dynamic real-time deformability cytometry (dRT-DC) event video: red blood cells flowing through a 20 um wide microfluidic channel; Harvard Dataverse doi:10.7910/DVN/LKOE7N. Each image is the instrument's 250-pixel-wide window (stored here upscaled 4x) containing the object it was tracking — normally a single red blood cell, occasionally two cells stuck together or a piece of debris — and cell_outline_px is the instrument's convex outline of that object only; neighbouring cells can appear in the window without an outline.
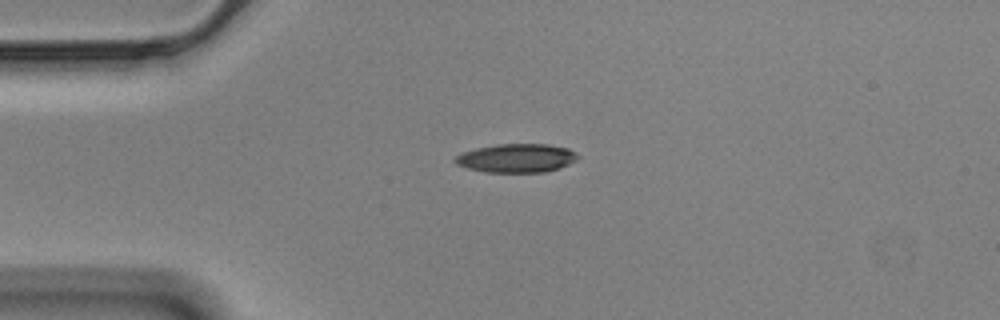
{"species": "Egyptian fruit bat (a non-hibernating species)", "species_latin": "Rousettus aegyptiacus", "temperature_condition": "cold", "stored_images_in_passage": 45, "segment_of_instrument_passage": [1, 2], "camera_frame_rate_fps": 3000, "um_per_image_px": 0.085, "animal": {"sex": "male"}, "frame": {"image": 1, "passage_image": 1, "time_ms": 0.0, "image_size_px": [1000, 320], "cell_outline_px": [[580, 156], [576, 160], [560, 168], [544, 172], [484, 172], [468, 168], [456, 164], [452, 160], [456, 156], [464, 152], [476, 148], [496, 144], [548, 144], [568, 148], [576, 152]], "centroid_in_image_um": [43.92, 13.44], "position_along_channel_um": 41.1, "area_um2": 20.58}}
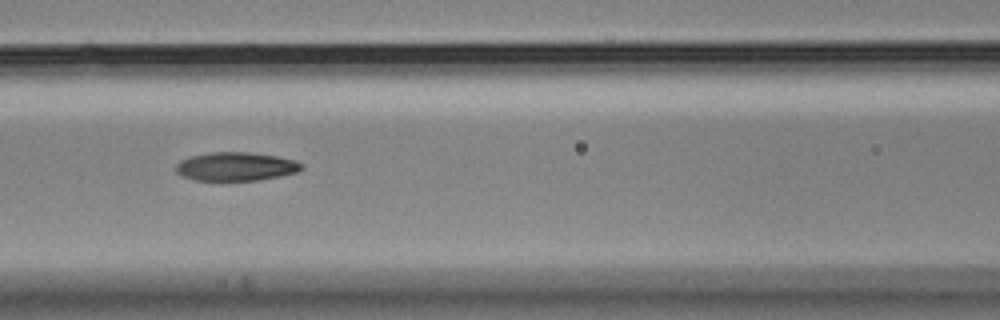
{"frame": {"image": 2, "passage_image": 12, "time_ms": 3.667, "image_size_px": [1000, 320], "cell_outline_px": [[304, 168], [300, 172], [260, 180], [196, 180], [184, 176], [176, 172], [176, 164], [180, 160], [192, 156], [212, 152], [252, 152], [276, 156], [296, 160], [304, 164]], "centroid_in_image_um": [20.12, 14.15], "position_along_channel_um": 146.5, "area_um2": 21.04}}
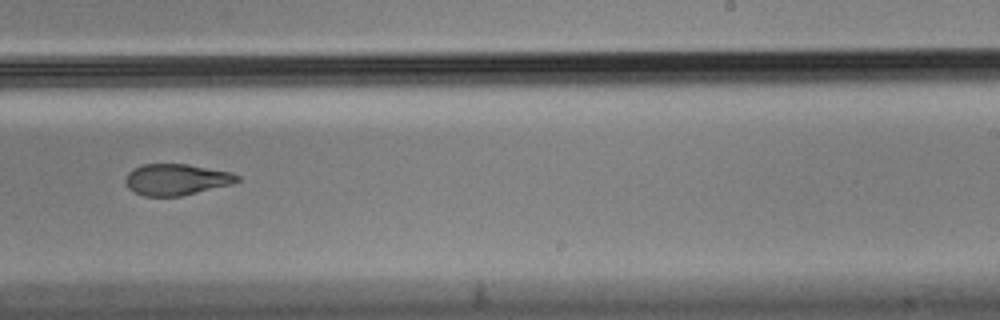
{"frame": {"image": 3, "passage_image": 23, "time_ms": 7.333, "image_size_px": [1000, 320], "cell_outline_px": [[240, 180], [232, 184], [180, 196], [144, 196], [128, 188], [124, 180], [128, 172], [132, 168], [144, 164], [188, 164], [232, 172], [240, 176]], "centroid_in_image_um": [14.99, 15.25], "position_along_channel_um": 274.0, "area_um2": 20.4}}